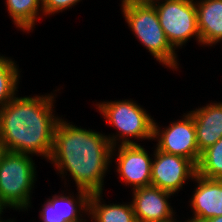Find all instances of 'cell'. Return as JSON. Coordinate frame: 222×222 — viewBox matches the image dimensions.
Here are the masks:
<instances>
[{
    "mask_svg": "<svg viewBox=\"0 0 222 222\" xmlns=\"http://www.w3.org/2000/svg\"><path fill=\"white\" fill-rule=\"evenodd\" d=\"M62 117L54 129L53 149L47 162L60 173L61 180L65 178V186L68 175L77 189L103 193L113 146L105 133L78 127Z\"/></svg>",
    "mask_w": 222,
    "mask_h": 222,
    "instance_id": "6da1fadb",
    "label": "cell"
},
{
    "mask_svg": "<svg viewBox=\"0 0 222 222\" xmlns=\"http://www.w3.org/2000/svg\"><path fill=\"white\" fill-rule=\"evenodd\" d=\"M0 108V142L7 151L41 156L49 160L54 129L56 93L19 96Z\"/></svg>",
    "mask_w": 222,
    "mask_h": 222,
    "instance_id": "7a4b0ae2",
    "label": "cell"
},
{
    "mask_svg": "<svg viewBox=\"0 0 222 222\" xmlns=\"http://www.w3.org/2000/svg\"><path fill=\"white\" fill-rule=\"evenodd\" d=\"M121 14L138 42L159 64L178 71V54L168 42L160 25L154 4L121 2Z\"/></svg>",
    "mask_w": 222,
    "mask_h": 222,
    "instance_id": "3957f363",
    "label": "cell"
},
{
    "mask_svg": "<svg viewBox=\"0 0 222 222\" xmlns=\"http://www.w3.org/2000/svg\"><path fill=\"white\" fill-rule=\"evenodd\" d=\"M95 105L106 124L117 130L116 133L106 135L113 147L139 144L138 140L153 141L154 117L137 101L131 98L117 101L103 100Z\"/></svg>",
    "mask_w": 222,
    "mask_h": 222,
    "instance_id": "277c9868",
    "label": "cell"
},
{
    "mask_svg": "<svg viewBox=\"0 0 222 222\" xmlns=\"http://www.w3.org/2000/svg\"><path fill=\"white\" fill-rule=\"evenodd\" d=\"M33 155L6 151L0 164V208L28 211L37 181Z\"/></svg>",
    "mask_w": 222,
    "mask_h": 222,
    "instance_id": "5b68a950",
    "label": "cell"
},
{
    "mask_svg": "<svg viewBox=\"0 0 222 222\" xmlns=\"http://www.w3.org/2000/svg\"><path fill=\"white\" fill-rule=\"evenodd\" d=\"M153 4L165 36L175 50L184 48L191 38L201 46L195 0H159Z\"/></svg>",
    "mask_w": 222,
    "mask_h": 222,
    "instance_id": "8992f818",
    "label": "cell"
},
{
    "mask_svg": "<svg viewBox=\"0 0 222 222\" xmlns=\"http://www.w3.org/2000/svg\"><path fill=\"white\" fill-rule=\"evenodd\" d=\"M187 112L183 113L181 119L170 121L167 127H162L154 120L153 141L157 142L155 147L158 150L186 157L197 166L201 153L196 141L193 116L189 111Z\"/></svg>",
    "mask_w": 222,
    "mask_h": 222,
    "instance_id": "52a82bcc",
    "label": "cell"
},
{
    "mask_svg": "<svg viewBox=\"0 0 222 222\" xmlns=\"http://www.w3.org/2000/svg\"><path fill=\"white\" fill-rule=\"evenodd\" d=\"M146 150L140 144L117 145L112 148L111 163H116L118 178L125 186H130L131 191L151 185L153 154L150 155Z\"/></svg>",
    "mask_w": 222,
    "mask_h": 222,
    "instance_id": "ba28073f",
    "label": "cell"
},
{
    "mask_svg": "<svg viewBox=\"0 0 222 222\" xmlns=\"http://www.w3.org/2000/svg\"><path fill=\"white\" fill-rule=\"evenodd\" d=\"M196 174L197 166L191 160L186 157L164 153L154 145L151 168L152 186L175 195L183 190L185 188L183 187L184 184L193 180Z\"/></svg>",
    "mask_w": 222,
    "mask_h": 222,
    "instance_id": "9c48e42d",
    "label": "cell"
},
{
    "mask_svg": "<svg viewBox=\"0 0 222 222\" xmlns=\"http://www.w3.org/2000/svg\"><path fill=\"white\" fill-rule=\"evenodd\" d=\"M76 196L74 192L61 190V193L52 194L43 204L39 211L41 222H89V198L91 193L83 189H77ZM67 193H64V192ZM73 194V195H72ZM76 198H75V197ZM87 215V216H86ZM85 218V219H84Z\"/></svg>",
    "mask_w": 222,
    "mask_h": 222,
    "instance_id": "30bf717a",
    "label": "cell"
},
{
    "mask_svg": "<svg viewBox=\"0 0 222 222\" xmlns=\"http://www.w3.org/2000/svg\"><path fill=\"white\" fill-rule=\"evenodd\" d=\"M132 206L137 222H163L177 215L169 199L174 194L152 185L132 191Z\"/></svg>",
    "mask_w": 222,
    "mask_h": 222,
    "instance_id": "8fae6325",
    "label": "cell"
},
{
    "mask_svg": "<svg viewBox=\"0 0 222 222\" xmlns=\"http://www.w3.org/2000/svg\"><path fill=\"white\" fill-rule=\"evenodd\" d=\"M190 198L191 218L189 222H203L208 218L222 215V179H210L196 174Z\"/></svg>",
    "mask_w": 222,
    "mask_h": 222,
    "instance_id": "7c38bea8",
    "label": "cell"
},
{
    "mask_svg": "<svg viewBox=\"0 0 222 222\" xmlns=\"http://www.w3.org/2000/svg\"><path fill=\"white\" fill-rule=\"evenodd\" d=\"M194 120L199 152L214 145L222 137V102L212 101L189 111Z\"/></svg>",
    "mask_w": 222,
    "mask_h": 222,
    "instance_id": "4fadbf2b",
    "label": "cell"
},
{
    "mask_svg": "<svg viewBox=\"0 0 222 222\" xmlns=\"http://www.w3.org/2000/svg\"><path fill=\"white\" fill-rule=\"evenodd\" d=\"M201 46L214 47L222 40V0H195Z\"/></svg>",
    "mask_w": 222,
    "mask_h": 222,
    "instance_id": "5bb4252c",
    "label": "cell"
},
{
    "mask_svg": "<svg viewBox=\"0 0 222 222\" xmlns=\"http://www.w3.org/2000/svg\"><path fill=\"white\" fill-rule=\"evenodd\" d=\"M102 194L90 195L88 218L91 222H137L131 201L107 205Z\"/></svg>",
    "mask_w": 222,
    "mask_h": 222,
    "instance_id": "9a60e30c",
    "label": "cell"
},
{
    "mask_svg": "<svg viewBox=\"0 0 222 222\" xmlns=\"http://www.w3.org/2000/svg\"><path fill=\"white\" fill-rule=\"evenodd\" d=\"M5 4L15 27L27 34L33 32L37 20L44 16L42 0H5Z\"/></svg>",
    "mask_w": 222,
    "mask_h": 222,
    "instance_id": "2e32d148",
    "label": "cell"
},
{
    "mask_svg": "<svg viewBox=\"0 0 222 222\" xmlns=\"http://www.w3.org/2000/svg\"><path fill=\"white\" fill-rule=\"evenodd\" d=\"M12 57L0 54V108L9 103L19 92L21 71Z\"/></svg>",
    "mask_w": 222,
    "mask_h": 222,
    "instance_id": "e0dca14e",
    "label": "cell"
},
{
    "mask_svg": "<svg viewBox=\"0 0 222 222\" xmlns=\"http://www.w3.org/2000/svg\"><path fill=\"white\" fill-rule=\"evenodd\" d=\"M197 174L210 179H222V137L201 153Z\"/></svg>",
    "mask_w": 222,
    "mask_h": 222,
    "instance_id": "ac0fdd59",
    "label": "cell"
},
{
    "mask_svg": "<svg viewBox=\"0 0 222 222\" xmlns=\"http://www.w3.org/2000/svg\"><path fill=\"white\" fill-rule=\"evenodd\" d=\"M82 0H42L43 15L45 17L62 13L65 10L72 9Z\"/></svg>",
    "mask_w": 222,
    "mask_h": 222,
    "instance_id": "d6986e66",
    "label": "cell"
},
{
    "mask_svg": "<svg viewBox=\"0 0 222 222\" xmlns=\"http://www.w3.org/2000/svg\"><path fill=\"white\" fill-rule=\"evenodd\" d=\"M121 2H126V3H147V4H153L156 1L159 0H120Z\"/></svg>",
    "mask_w": 222,
    "mask_h": 222,
    "instance_id": "ffe728a7",
    "label": "cell"
},
{
    "mask_svg": "<svg viewBox=\"0 0 222 222\" xmlns=\"http://www.w3.org/2000/svg\"><path fill=\"white\" fill-rule=\"evenodd\" d=\"M203 222H222V215L221 216H217V217H211L206 219Z\"/></svg>",
    "mask_w": 222,
    "mask_h": 222,
    "instance_id": "44dd1931",
    "label": "cell"
},
{
    "mask_svg": "<svg viewBox=\"0 0 222 222\" xmlns=\"http://www.w3.org/2000/svg\"><path fill=\"white\" fill-rule=\"evenodd\" d=\"M6 151L7 149L5 148V146L0 142V164Z\"/></svg>",
    "mask_w": 222,
    "mask_h": 222,
    "instance_id": "7402d4cb",
    "label": "cell"
},
{
    "mask_svg": "<svg viewBox=\"0 0 222 222\" xmlns=\"http://www.w3.org/2000/svg\"><path fill=\"white\" fill-rule=\"evenodd\" d=\"M163 222H189L188 220H183V221H177L175 218H173V219H170V220H167V221H163Z\"/></svg>",
    "mask_w": 222,
    "mask_h": 222,
    "instance_id": "603a6c76",
    "label": "cell"
},
{
    "mask_svg": "<svg viewBox=\"0 0 222 222\" xmlns=\"http://www.w3.org/2000/svg\"><path fill=\"white\" fill-rule=\"evenodd\" d=\"M7 222H16V220L9 218V219H7Z\"/></svg>",
    "mask_w": 222,
    "mask_h": 222,
    "instance_id": "cb8c5ba5",
    "label": "cell"
},
{
    "mask_svg": "<svg viewBox=\"0 0 222 222\" xmlns=\"http://www.w3.org/2000/svg\"><path fill=\"white\" fill-rule=\"evenodd\" d=\"M5 213L1 208H0V219L2 218L1 216Z\"/></svg>",
    "mask_w": 222,
    "mask_h": 222,
    "instance_id": "d4e9b609",
    "label": "cell"
},
{
    "mask_svg": "<svg viewBox=\"0 0 222 222\" xmlns=\"http://www.w3.org/2000/svg\"><path fill=\"white\" fill-rule=\"evenodd\" d=\"M0 222H7V220L6 219L4 220L3 218H1Z\"/></svg>",
    "mask_w": 222,
    "mask_h": 222,
    "instance_id": "484cf974",
    "label": "cell"
}]
</instances>
